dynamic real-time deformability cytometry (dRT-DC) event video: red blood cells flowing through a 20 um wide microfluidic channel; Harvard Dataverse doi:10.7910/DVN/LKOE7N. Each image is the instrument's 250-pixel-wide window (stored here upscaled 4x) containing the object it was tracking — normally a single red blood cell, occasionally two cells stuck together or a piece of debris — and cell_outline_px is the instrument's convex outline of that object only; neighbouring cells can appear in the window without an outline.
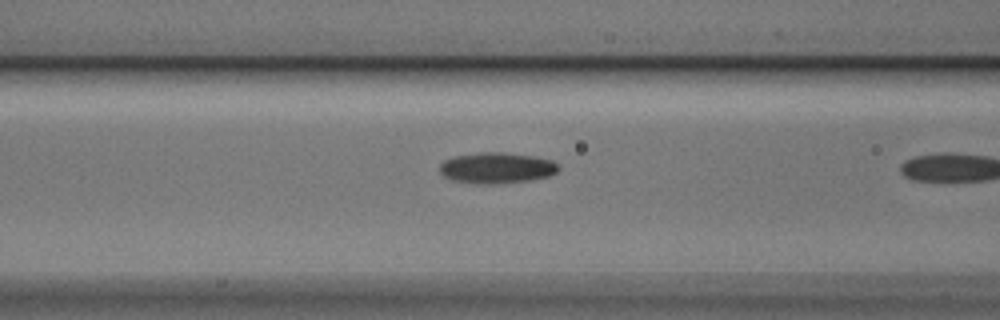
{"species": "Egyptian fruit bat (a non-hibernating species)", "species_latin": "Rousettus aegyptiacus", "temperature_condition": "cold", "stored_images_in_passage": 5, "camera_frame_rate_fps": 3000, "um_per_image_px": 0.085, "animal": {"sex": "male"}, "frame": {"image": 1, "passage_image": 4, "time_ms": 1.0, "image_size_px": [1000, 320], "cell_outline_px": [[560, 168], [556, 172], [548, 176], [528, 180], [488, 184], [476, 184], [452, 180], [444, 176], [440, 172], [440, 164], [444, 160], [456, 156], [480, 152], [504, 152], [532, 156], [552, 160]], "centroid_in_image_um": [42.19, 14.27], "position_along_channel_um": 124.4, "area_um2": 21.21}}